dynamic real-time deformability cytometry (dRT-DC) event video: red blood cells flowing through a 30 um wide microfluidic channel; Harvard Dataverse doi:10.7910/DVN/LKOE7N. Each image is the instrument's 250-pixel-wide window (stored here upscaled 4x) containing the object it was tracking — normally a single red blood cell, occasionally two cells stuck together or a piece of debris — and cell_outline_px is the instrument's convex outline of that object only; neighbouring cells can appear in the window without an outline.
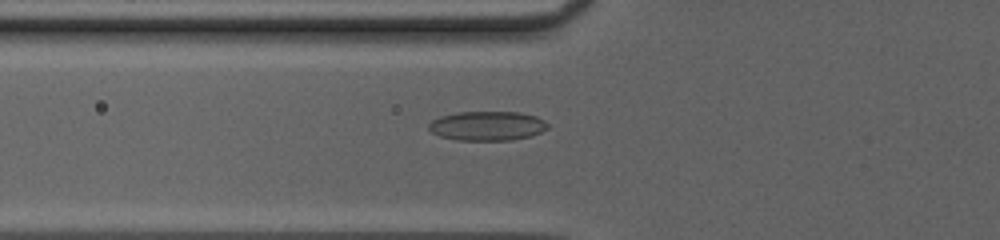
{"species": "common noctule bat (a hibernating species)", "species_latin": "Nyctalus noctula", "temperature_condition": "cold", "stored_images_in_passage": 52, "camera_frame_rate_fps": 3000, "um_per_image_px": 0.085, "animal": {"sex": "female", "body_mass_g": 20.0, "forearm_length_mm": 54.0}, "frame": {"image": 1, "passage_image": 21, "time_ms": 6.667, "image_size_px": [1000, 240], "cell_outline_px": [[548, 128], [532, 136], [512, 140], [456, 140], [440, 136], [432, 132], [428, 128], [428, 124], [432, 120], [440, 116], [456, 112], [520, 112], [536, 116], [544, 120], [548, 124]], "centroid_in_image_um": [41.42, 10.7], "position_along_channel_um": 84.4, "area_um2": 20.46}}
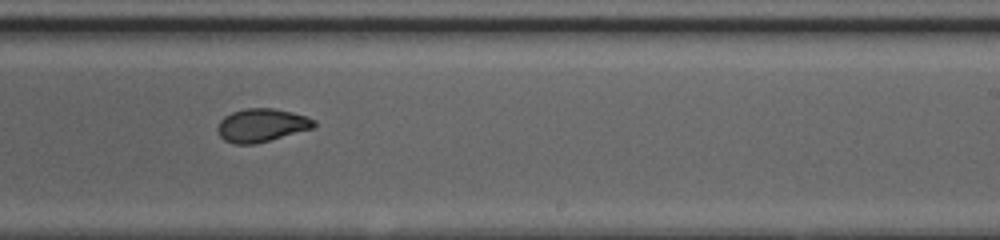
{"frame": {"image": 2, "passage_image": 34, "time_ms": 11.0, "image_size_px": [1000, 240], "cell_outline_px": [[316, 128], [256, 144], [232, 144], [224, 140], [220, 136], [216, 128], [220, 120], [224, 116], [232, 112], [244, 108], [272, 108], [292, 112], [316, 120]], "centroid_in_image_um": [22.24, 10.65], "position_along_channel_um": 266.8, "area_um2": 18.96}}
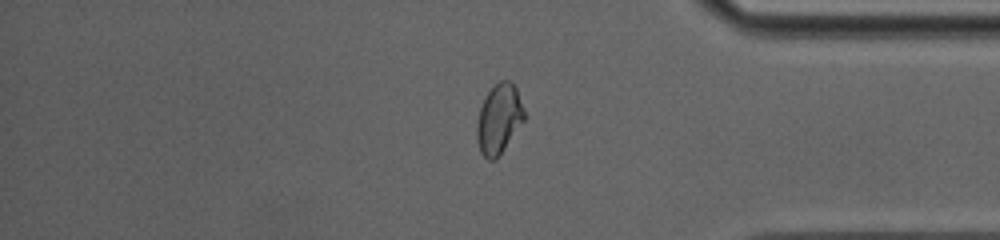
{"frame": {"image": 3, "passage_image": 44, "time_ms": 14.333, "image_size_px": [1000, 240], "cell_outline_px": [[524, 120], [496, 160], [488, 160], [480, 152], [476, 136], [476, 124], [480, 108], [488, 92], [500, 80], [508, 80], [516, 88], [524, 108]], "centroid_in_image_um": [42.4, 10.13], "position_along_channel_um": 392.8, "area_um2": 19.02}, "authors_computed_cell_mechanics": {"area_um2": 19.3052, "velocity_mm_per_s": 4.189, "shape_relaxation_time_tau1_ms": 8.1949, "shape_relaxation_time_tau2_ms": 1.4557, "deformation_change_tau1": 0.222, "deformation_change_tau2": 0.0631}}